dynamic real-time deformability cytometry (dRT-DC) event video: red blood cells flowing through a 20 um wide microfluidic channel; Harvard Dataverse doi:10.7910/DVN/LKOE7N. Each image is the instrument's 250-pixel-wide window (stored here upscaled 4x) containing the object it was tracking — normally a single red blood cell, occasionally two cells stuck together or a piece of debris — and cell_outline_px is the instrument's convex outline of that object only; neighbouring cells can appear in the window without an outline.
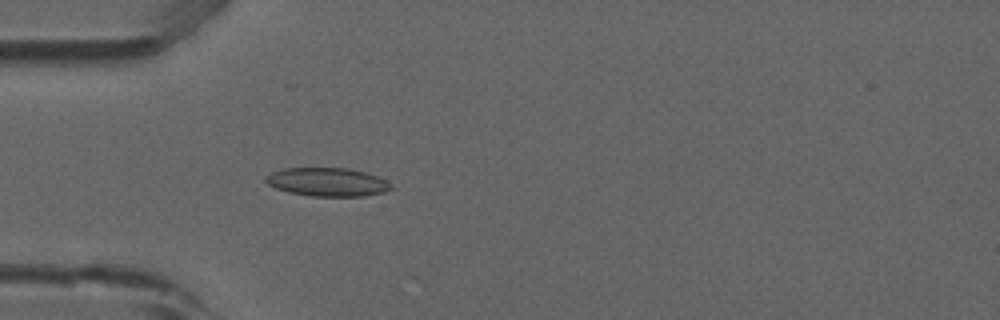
{"species": "common noctule bat (a hibernating species)", "species_latin": "Nyctalus noctula", "temperature_condition": "room temperature", "stored_images_in_passage": 52, "camera_frame_rate_fps": 3000, "um_per_image_px": 0.085, "animal": {"sex": "male", "forearm_length_mm": 52.5}, "frame": {"image": 1, "passage_image": 15, "time_ms": 4.667, "image_size_px": [1000, 320], "cell_outline_px": [[392, 188], [384, 192], [364, 196], [312, 196], [288, 192], [276, 188], [268, 184], [264, 180], [272, 172], [284, 168], [348, 168], [364, 172], [376, 176], [392, 184]], "centroid_in_image_um": [27.83, 15.47], "position_along_channel_um": 57.2, "area_um2": 20.63}}
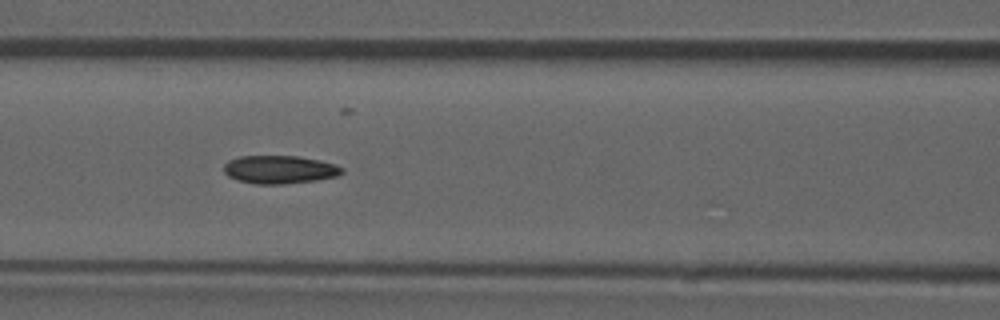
{"frame": {"image": 2, "passage_image": 22, "time_ms": 7.0, "image_size_px": [1000, 320], "cell_outline_px": [[344, 172], [336, 176], [316, 180], [284, 184], [256, 184], [236, 180], [228, 176], [224, 172], [224, 164], [228, 160], [240, 156], [296, 156], [320, 160], [336, 164], [344, 168]], "centroid_in_image_um": [23.76, 14.41], "position_along_channel_um": 142.8, "area_um2": 19.48}}
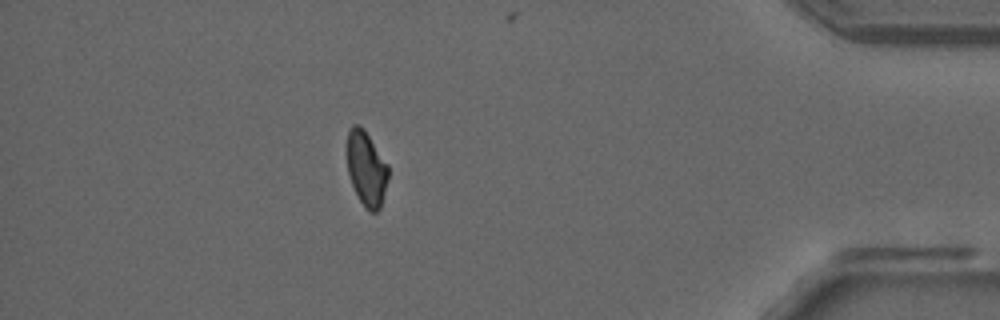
{"frame": {"image": 3, "passage_image": 46, "time_ms": 15.0, "image_size_px": [1000, 320], "cell_outline_px": [[388, 180], [380, 208], [376, 212], [368, 212], [364, 208], [352, 184], [348, 172], [344, 152], [348, 128], [352, 124], [360, 124], [364, 128], [388, 164]], "centroid_in_image_um": [31.1, 14.27], "position_along_channel_um": 404.1, "area_um2": 18.61}, "authors_computed_cell_mechanics": {"area_um2": 19.2763, "velocity_mm_per_s": 3.8532, "shape_relaxation_time_tau1_ms": null, "shape_relaxation_time_tau2_ms": 5.1494, "deformation_change_tau1": null, "deformation_change_tau2": 0.0987}}